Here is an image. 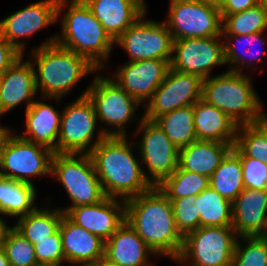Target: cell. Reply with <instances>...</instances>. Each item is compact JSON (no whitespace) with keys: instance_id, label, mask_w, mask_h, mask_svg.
I'll list each match as a JSON object with an SVG mask.
<instances>
[{"instance_id":"cell-8","label":"cell","mask_w":267,"mask_h":266,"mask_svg":"<svg viewBox=\"0 0 267 266\" xmlns=\"http://www.w3.org/2000/svg\"><path fill=\"white\" fill-rule=\"evenodd\" d=\"M53 154L46 146L9 135L0 154V175L33 185L27 176L51 174Z\"/></svg>"},{"instance_id":"cell-19","label":"cell","mask_w":267,"mask_h":266,"mask_svg":"<svg viewBox=\"0 0 267 266\" xmlns=\"http://www.w3.org/2000/svg\"><path fill=\"white\" fill-rule=\"evenodd\" d=\"M65 261L81 266L103 263L105 241L73 223L65 214L59 225Z\"/></svg>"},{"instance_id":"cell-10","label":"cell","mask_w":267,"mask_h":266,"mask_svg":"<svg viewBox=\"0 0 267 266\" xmlns=\"http://www.w3.org/2000/svg\"><path fill=\"white\" fill-rule=\"evenodd\" d=\"M140 17L114 43L128 52L130 61L165 60L170 64L173 37L165 23L142 21Z\"/></svg>"},{"instance_id":"cell-29","label":"cell","mask_w":267,"mask_h":266,"mask_svg":"<svg viewBox=\"0 0 267 266\" xmlns=\"http://www.w3.org/2000/svg\"><path fill=\"white\" fill-rule=\"evenodd\" d=\"M200 227L232 226V203L210 186L195 196Z\"/></svg>"},{"instance_id":"cell-16","label":"cell","mask_w":267,"mask_h":266,"mask_svg":"<svg viewBox=\"0 0 267 266\" xmlns=\"http://www.w3.org/2000/svg\"><path fill=\"white\" fill-rule=\"evenodd\" d=\"M140 130H144L140 145L142 160L146 163L153 177V186H159L178 168L179 149L156 124L142 118Z\"/></svg>"},{"instance_id":"cell-31","label":"cell","mask_w":267,"mask_h":266,"mask_svg":"<svg viewBox=\"0 0 267 266\" xmlns=\"http://www.w3.org/2000/svg\"><path fill=\"white\" fill-rule=\"evenodd\" d=\"M64 215L62 210H40L21 216L14 228L30 243L43 240L54 234L58 229Z\"/></svg>"},{"instance_id":"cell-22","label":"cell","mask_w":267,"mask_h":266,"mask_svg":"<svg viewBox=\"0 0 267 266\" xmlns=\"http://www.w3.org/2000/svg\"><path fill=\"white\" fill-rule=\"evenodd\" d=\"M147 252L155 254L125 221L105 241L103 263L107 266H150Z\"/></svg>"},{"instance_id":"cell-44","label":"cell","mask_w":267,"mask_h":266,"mask_svg":"<svg viewBox=\"0 0 267 266\" xmlns=\"http://www.w3.org/2000/svg\"><path fill=\"white\" fill-rule=\"evenodd\" d=\"M10 130L0 126V154L4 145L5 140L10 135Z\"/></svg>"},{"instance_id":"cell-14","label":"cell","mask_w":267,"mask_h":266,"mask_svg":"<svg viewBox=\"0 0 267 266\" xmlns=\"http://www.w3.org/2000/svg\"><path fill=\"white\" fill-rule=\"evenodd\" d=\"M217 37L174 40L170 68L206 79L213 66L225 64L224 44Z\"/></svg>"},{"instance_id":"cell-33","label":"cell","mask_w":267,"mask_h":266,"mask_svg":"<svg viewBox=\"0 0 267 266\" xmlns=\"http://www.w3.org/2000/svg\"><path fill=\"white\" fill-rule=\"evenodd\" d=\"M209 178L197 173L177 168L159 186L169 200L181 197L197 196L209 187Z\"/></svg>"},{"instance_id":"cell-32","label":"cell","mask_w":267,"mask_h":266,"mask_svg":"<svg viewBox=\"0 0 267 266\" xmlns=\"http://www.w3.org/2000/svg\"><path fill=\"white\" fill-rule=\"evenodd\" d=\"M221 17L223 36L254 34L267 29V9L262 4Z\"/></svg>"},{"instance_id":"cell-41","label":"cell","mask_w":267,"mask_h":266,"mask_svg":"<svg viewBox=\"0 0 267 266\" xmlns=\"http://www.w3.org/2000/svg\"><path fill=\"white\" fill-rule=\"evenodd\" d=\"M22 54L0 35V74L13 65Z\"/></svg>"},{"instance_id":"cell-47","label":"cell","mask_w":267,"mask_h":266,"mask_svg":"<svg viewBox=\"0 0 267 266\" xmlns=\"http://www.w3.org/2000/svg\"><path fill=\"white\" fill-rule=\"evenodd\" d=\"M259 4H262L267 9V0H258Z\"/></svg>"},{"instance_id":"cell-23","label":"cell","mask_w":267,"mask_h":266,"mask_svg":"<svg viewBox=\"0 0 267 266\" xmlns=\"http://www.w3.org/2000/svg\"><path fill=\"white\" fill-rule=\"evenodd\" d=\"M23 56L11 65L3 74L0 87V116L13 109L22 101H29L27 108L34 101L36 94L35 72L32 63L26 61L22 63ZM30 99L32 101H30Z\"/></svg>"},{"instance_id":"cell-27","label":"cell","mask_w":267,"mask_h":266,"mask_svg":"<svg viewBox=\"0 0 267 266\" xmlns=\"http://www.w3.org/2000/svg\"><path fill=\"white\" fill-rule=\"evenodd\" d=\"M36 191L34 185L19 182L0 175V213L9 216H24L34 212L32 206Z\"/></svg>"},{"instance_id":"cell-9","label":"cell","mask_w":267,"mask_h":266,"mask_svg":"<svg viewBox=\"0 0 267 266\" xmlns=\"http://www.w3.org/2000/svg\"><path fill=\"white\" fill-rule=\"evenodd\" d=\"M218 7L200 0H171L166 25L173 40L222 36Z\"/></svg>"},{"instance_id":"cell-28","label":"cell","mask_w":267,"mask_h":266,"mask_svg":"<svg viewBox=\"0 0 267 266\" xmlns=\"http://www.w3.org/2000/svg\"><path fill=\"white\" fill-rule=\"evenodd\" d=\"M209 186L231 203L244 190L239 155L231 149L209 178Z\"/></svg>"},{"instance_id":"cell-15","label":"cell","mask_w":267,"mask_h":266,"mask_svg":"<svg viewBox=\"0 0 267 266\" xmlns=\"http://www.w3.org/2000/svg\"><path fill=\"white\" fill-rule=\"evenodd\" d=\"M66 4V0H46L18 10L0 21V35L23 55L24 45L17 40L54 23Z\"/></svg>"},{"instance_id":"cell-37","label":"cell","mask_w":267,"mask_h":266,"mask_svg":"<svg viewBox=\"0 0 267 266\" xmlns=\"http://www.w3.org/2000/svg\"><path fill=\"white\" fill-rule=\"evenodd\" d=\"M194 200L195 196L170 200L176 227L183 236L200 227V216H197V209L193 203Z\"/></svg>"},{"instance_id":"cell-50","label":"cell","mask_w":267,"mask_h":266,"mask_svg":"<svg viewBox=\"0 0 267 266\" xmlns=\"http://www.w3.org/2000/svg\"><path fill=\"white\" fill-rule=\"evenodd\" d=\"M1 81H2V74H0V87H1Z\"/></svg>"},{"instance_id":"cell-7","label":"cell","mask_w":267,"mask_h":266,"mask_svg":"<svg viewBox=\"0 0 267 266\" xmlns=\"http://www.w3.org/2000/svg\"><path fill=\"white\" fill-rule=\"evenodd\" d=\"M232 226L199 227L183 238V247L176 261L193 258L192 266H232L236 244Z\"/></svg>"},{"instance_id":"cell-18","label":"cell","mask_w":267,"mask_h":266,"mask_svg":"<svg viewBox=\"0 0 267 266\" xmlns=\"http://www.w3.org/2000/svg\"><path fill=\"white\" fill-rule=\"evenodd\" d=\"M170 64L165 60L146 59L128 61L119 72L115 81L139 103L151 99L163 82Z\"/></svg>"},{"instance_id":"cell-20","label":"cell","mask_w":267,"mask_h":266,"mask_svg":"<svg viewBox=\"0 0 267 266\" xmlns=\"http://www.w3.org/2000/svg\"><path fill=\"white\" fill-rule=\"evenodd\" d=\"M232 227L236 235L267 236V190H244L232 202Z\"/></svg>"},{"instance_id":"cell-35","label":"cell","mask_w":267,"mask_h":266,"mask_svg":"<svg viewBox=\"0 0 267 266\" xmlns=\"http://www.w3.org/2000/svg\"><path fill=\"white\" fill-rule=\"evenodd\" d=\"M2 249L6 253L10 266H35L38 264L34 245L14 227L8 231Z\"/></svg>"},{"instance_id":"cell-21","label":"cell","mask_w":267,"mask_h":266,"mask_svg":"<svg viewBox=\"0 0 267 266\" xmlns=\"http://www.w3.org/2000/svg\"><path fill=\"white\" fill-rule=\"evenodd\" d=\"M83 1L114 41L146 12L143 0Z\"/></svg>"},{"instance_id":"cell-39","label":"cell","mask_w":267,"mask_h":266,"mask_svg":"<svg viewBox=\"0 0 267 266\" xmlns=\"http://www.w3.org/2000/svg\"><path fill=\"white\" fill-rule=\"evenodd\" d=\"M33 245L38 264L60 266L61 262L65 260L59 229L46 239L36 240Z\"/></svg>"},{"instance_id":"cell-48","label":"cell","mask_w":267,"mask_h":266,"mask_svg":"<svg viewBox=\"0 0 267 266\" xmlns=\"http://www.w3.org/2000/svg\"><path fill=\"white\" fill-rule=\"evenodd\" d=\"M91 266H107V265H105L104 263H100V264H97V265H91Z\"/></svg>"},{"instance_id":"cell-34","label":"cell","mask_w":267,"mask_h":266,"mask_svg":"<svg viewBox=\"0 0 267 266\" xmlns=\"http://www.w3.org/2000/svg\"><path fill=\"white\" fill-rule=\"evenodd\" d=\"M235 145L247 157L267 164V117L257 123L238 126Z\"/></svg>"},{"instance_id":"cell-49","label":"cell","mask_w":267,"mask_h":266,"mask_svg":"<svg viewBox=\"0 0 267 266\" xmlns=\"http://www.w3.org/2000/svg\"><path fill=\"white\" fill-rule=\"evenodd\" d=\"M35 266H49V265H45V264H37Z\"/></svg>"},{"instance_id":"cell-17","label":"cell","mask_w":267,"mask_h":266,"mask_svg":"<svg viewBox=\"0 0 267 266\" xmlns=\"http://www.w3.org/2000/svg\"><path fill=\"white\" fill-rule=\"evenodd\" d=\"M116 201L105 197L96 204L68 207L63 212L76 225L107 241L126 221L125 200L123 205Z\"/></svg>"},{"instance_id":"cell-13","label":"cell","mask_w":267,"mask_h":266,"mask_svg":"<svg viewBox=\"0 0 267 266\" xmlns=\"http://www.w3.org/2000/svg\"><path fill=\"white\" fill-rule=\"evenodd\" d=\"M87 90L61 114L57 153L84 154L92 141L97 116Z\"/></svg>"},{"instance_id":"cell-4","label":"cell","mask_w":267,"mask_h":266,"mask_svg":"<svg viewBox=\"0 0 267 266\" xmlns=\"http://www.w3.org/2000/svg\"><path fill=\"white\" fill-rule=\"evenodd\" d=\"M55 41L56 36L32 53L38 65L36 90L40 86L45 98L60 100L81 78L98 68L86 57L61 47Z\"/></svg>"},{"instance_id":"cell-30","label":"cell","mask_w":267,"mask_h":266,"mask_svg":"<svg viewBox=\"0 0 267 266\" xmlns=\"http://www.w3.org/2000/svg\"><path fill=\"white\" fill-rule=\"evenodd\" d=\"M154 121L178 149L197 141L193 105L175 109Z\"/></svg>"},{"instance_id":"cell-24","label":"cell","mask_w":267,"mask_h":266,"mask_svg":"<svg viewBox=\"0 0 267 266\" xmlns=\"http://www.w3.org/2000/svg\"><path fill=\"white\" fill-rule=\"evenodd\" d=\"M197 140L235 144L238 125L223 111L200 99L193 105Z\"/></svg>"},{"instance_id":"cell-42","label":"cell","mask_w":267,"mask_h":266,"mask_svg":"<svg viewBox=\"0 0 267 266\" xmlns=\"http://www.w3.org/2000/svg\"><path fill=\"white\" fill-rule=\"evenodd\" d=\"M259 4L258 0H225L219 8L221 15H230L236 12L245 11Z\"/></svg>"},{"instance_id":"cell-6","label":"cell","mask_w":267,"mask_h":266,"mask_svg":"<svg viewBox=\"0 0 267 266\" xmlns=\"http://www.w3.org/2000/svg\"><path fill=\"white\" fill-rule=\"evenodd\" d=\"M73 153H54L51 161V175L54 174L69 194L72 206L92 205L106 196L95 172L92 159L84 153L79 158Z\"/></svg>"},{"instance_id":"cell-36","label":"cell","mask_w":267,"mask_h":266,"mask_svg":"<svg viewBox=\"0 0 267 266\" xmlns=\"http://www.w3.org/2000/svg\"><path fill=\"white\" fill-rule=\"evenodd\" d=\"M247 245L235 244L232 266H267V236H242Z\"/></svg>"},{"instance_id":"cell-40","label":"cell","mask_w":267,"mask_h":266,"mask_svg":"<svg viewBox=\"0 0 267 266\" xmlns=\"http://www.w3.org/2000/svg\"><path fill=\"white\" fill-rule=\"evenodd\" d=\"M262 33L263 32H258V33H254V34H246V35H228L227 37L230 36L232 38V37H235L236 36L234 38V40L236 38H241V41H242V38H244L245 40L242 41V44H245L246 46L248 45V46L252 47V45L256 44V42L259 43V44L261 43L262 39H260V38L262 36ZM237 44L234 45V46H232V43L230 45V40H229V42H227V45L226 44L224 45V58H225V63H230V64L236 63V65H237V63L238 64L241 63L244 66V63H245V60L244 59H246V57L245 56H243V57L242 56H239V52L236 51L237 49H239V46ZM251 49L250 50L244 49L243 50L244 53L243 52H241V53L247 54V50H248V55H250V58H251V57L254 56V54L251 53ZM255 58H258L257 57V54H256V57Z\"/></svg>"},{"instance_id":"cell-38","label":"cell","mask_w":267,"mask_h":266,"mask_svg":"<svg viewBox=\"0 0 267 266\" xmlns=\"http://www.w3.org/2000/svg\"><path fill=\"white\" fill-rule=\"evenodd\" d=\"M232 149L239 155L241 160L244 187L267 190V164L247 157L236 145Z\"/></svg>"},{"instance_id":"cell-1","label":"cell","mask_w":267,"mask_h":266,"mask_svg":"<svg viewBox=\"0 0 267 266\" xmlns=\"http://www.w3.org/2000/svg\"><path fill=\"white\" fill-rule=\"evenodd\" d=\"M126 139L125 136H110V131L102 130L85 152L92 159L106 197L120 195L127 200L153 187V181L141 169Z\"/></svg>"},{"instance_id":"cell-45","label":"cell","mask_w":267,"mask_h":266,"mask_svg":"<svg viewBox=\"0 0 267 266\" xmlns=\"http://www.w3.org/2000/svg\"><path fill=\"white\" fill-rule=\"evenodd\" d=\"M0 266H10L6 253L0 248Z\"/></svg>"},{"instance_id":"cell-46","label":"cell","mask_w":267,"mask_h":266,"mask_svg":"<svg viewBox=\"0 0 267 266\" xmlns=\"http://www.w3.org/2000/svg\"><path fill=\"white\" fill-rule=\"evenodd\" d=\"M200 1L205 2L206 4H210V5H213L215 7L220 8L223 5L225 0H200Z\"/></svg>"},{"instance_id":"cell-26","label":"cell","mask_w":267,"mask_h":266,"mask_svg":"<svg viewBox=\"0 0 267 266\" xmlns=\"http://www.w3.org/2000/svg\"><path fill=\"white\" fill-rule=\"evenodd\" d=\"M26 131L20 137L50 148L57 153L56 138L59 136L61 114L57 110L39 101L26 110Z\"/></svg>"},{"instance_id":"cell-25","label":"cell","mask_w":267,"mask_h":266,"mask_svg":"<svg viewBox=\"0 0 267 266\" xmlns=\"http://www.w3.org/2000/svg\"><path fill=\"white\" fill-rule=\"evenodd\" d=\"M234 145L215 141L192 142L179 149L178 168L210 178Z\"/></svg>"},{"instance_id":"cell-5","label":"cell","mask_w":267,"mask_h":266,"mask_svg":"<svg viewBox=\"0 0 267 266\" xmlns=\"http://www.w3.org/2000/svg\"><path fill=\"white\" fill-rule=\"evenodd\" d=\"M62 21L61 39L56 35L55 43L86 57L99 69L104 67L101 60L110 55L114 40L86 3L83 0H71Z\"/></svg>"},{"instance_id":"cell-2","label":"cell","mask_w":267,"mask_h":266,"mask_svg":"<svg viewBox=\"0 0 267 266\" xmlns=\"http://www.w3.org/2000/svg\"><path fill=\"white\" fill-rule=\"evenodd\" d=\"M125 220L156 255L179 257L184 236L176 227L171 201L157 186L125 200Z\"/></svg>"},{"instance_id":"cell-3","label":"cell","mask_w":267,"mask_h":266,"mask_svg":"<svg viewBox=\"0 0 267 266\" xmlns=\"http://www.w3.org/2000/svg\"><path fill=\"white\" fill-rule=\"evenodd\" d=\"M238 69V70H237ZM242 68H232L223 75L203 79L202 100L226 113L238 126L264 120L261 103L250 79Z\"/></svg>"},{"instance_id":"cell-43","label":"cell","mask_w":267,"mask_h":266,"mask_svg":"<svg viewBox=\"0 0 267 266\" xmlns=\"http://www.w3.org/2000/svg\"><path fill=\"white\" fill-rule=\"evenodd\" d=\"M6 226H7L6 223L0 217V248H2L4 240L6 238V235H7L8 231L11 229V228L6 227Z\"/></svg>"},{"instance_id":"cell-11","label":"cell","mask_w":267,"mask_h":266,"mask_svg":"<svg viewBox=\"0 0 267 266\" xmlns=\"http://www.w3.org/2000/svg\"><path fill=\"white\" fill-rule=\"evenodd\" d=\"M203 79L195 74L169 68L167 74L146 106L145 119L154 121L171 111L194 105L202 98Z\"/></svg>"},{"instance_id":"cell-12","label":"cell","mask_w":267,"mask_h":266,"mask_svg":"<svg viewBox=\"0 0 267 266\" xmlns=\"http://www.w3.org/2000/svg\"><path fill=\"white\" fill-rule=\"evenodd\" d=\"M86 96L92 102L97 118L108 125L118 127L110 136H126L123 126L132 118L139 102L122 89L113 79L95 77Z\"/></svg>"}]
</instances>
